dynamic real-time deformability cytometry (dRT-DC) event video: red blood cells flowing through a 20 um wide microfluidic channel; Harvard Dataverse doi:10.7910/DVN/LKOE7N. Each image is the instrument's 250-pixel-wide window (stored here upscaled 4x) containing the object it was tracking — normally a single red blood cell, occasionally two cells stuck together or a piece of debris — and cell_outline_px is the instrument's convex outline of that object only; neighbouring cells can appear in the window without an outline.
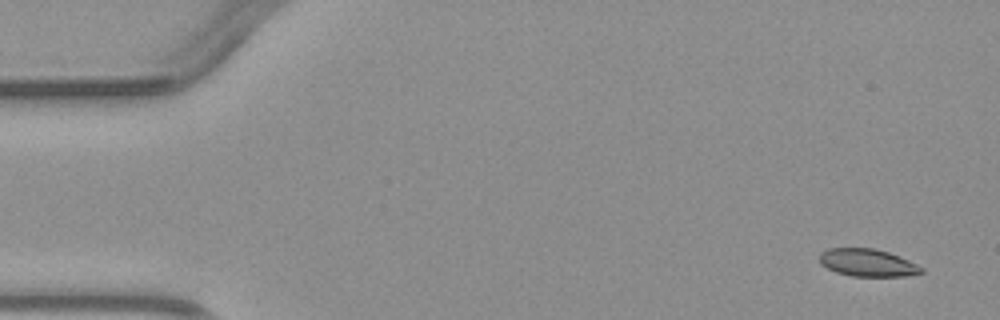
{"species": "common noctule bat (a hibernating species)", "species_latin": "Nyctalus noctula", "temperature_condition": "warm", "stored_images_in_passage": 4, "camera_frame_rate_fps": 3000, "um_per_image_px": 0.085, "animal": {"sex": "male", "body_mass_g": 23.1, "forearm_length_mm": 52.7}, "frame": {"image": 1, "passage_image": 1, "time_ms": 0.0, "image_size_px": [1000, 320], "cell_outline_px": [[924, 272], [904, 276], [852, 276], [836, 272], [820, 264], [820, 252], [828, 248], [876, 248], [900, 256], [924, 268]], "centroid_in_image_um": [73.74, 22.32], "position_along_channel_um": 11.3, "area_um2": 16.36}}
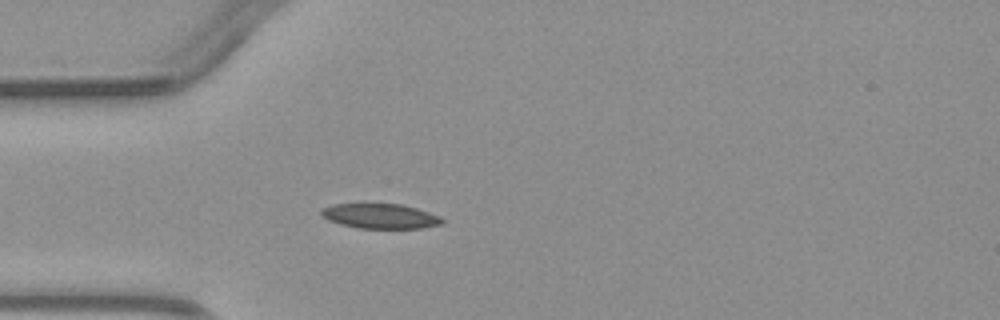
{"frame": {"image": 2, "passage_image": 4, "time_ms": 3.667, "image_size_px": [1000, 320], "cell_outline_px": [[444, 224], [420, 228], [360, 228], [340, 224], [328, 220], [320, 212], [320, 208], [332, 204], [368, 200], [400, 204], [416, 208], [440, 216], [444, 220]], "centroid_in_image_um": [32.26, 18.31], "position_along_channel_um": 52.7, "area_um2": 18.44}}